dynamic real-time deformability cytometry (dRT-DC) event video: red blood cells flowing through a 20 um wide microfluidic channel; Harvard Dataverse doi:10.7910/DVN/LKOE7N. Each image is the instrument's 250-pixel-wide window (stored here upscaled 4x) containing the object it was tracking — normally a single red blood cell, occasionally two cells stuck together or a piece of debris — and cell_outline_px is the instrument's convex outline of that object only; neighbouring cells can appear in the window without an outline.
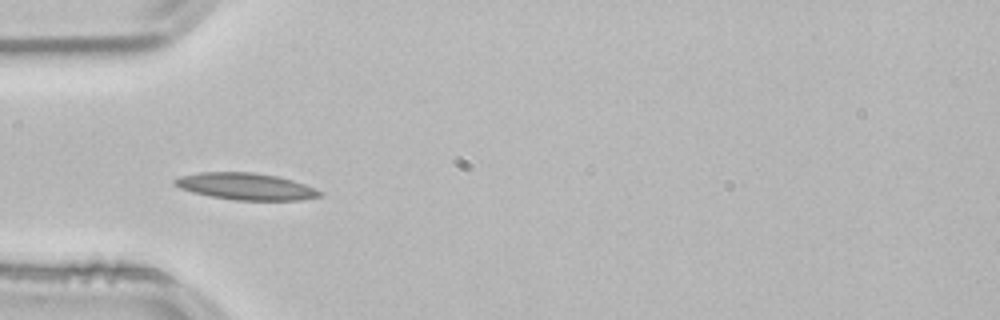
{"species": "common noctule bat (a hibernating species)", "species_latin": "Nyctalus noctula", "temperature_condition": "room temperature", "stored_images_in_passage": 14, "camera_frame_rate_fps": 3000, "um_per_image_px": 0.085, "animal": {"sex": "male", "body_mass_g": 21.5, "forearm_length_mm": 52.0}, "frame": {"image": 1, "passage_image": 5, "time_ms": 1.333, "image_size_px": [1000, 320], "cell_outline_px": [[324, 192], [320, 196], [300, 200], [236, 200], [208, 196], [192, 192], [180, 188], [172, 184], [172, 180], [180, 176], [200, 172], [252, 172], [276, 176], [292, 180], [316, 188]], "centroid_in_image_um": [20.87, 15.84], "position_along_channel_um": 64.1, "area_um2": 22.72}}